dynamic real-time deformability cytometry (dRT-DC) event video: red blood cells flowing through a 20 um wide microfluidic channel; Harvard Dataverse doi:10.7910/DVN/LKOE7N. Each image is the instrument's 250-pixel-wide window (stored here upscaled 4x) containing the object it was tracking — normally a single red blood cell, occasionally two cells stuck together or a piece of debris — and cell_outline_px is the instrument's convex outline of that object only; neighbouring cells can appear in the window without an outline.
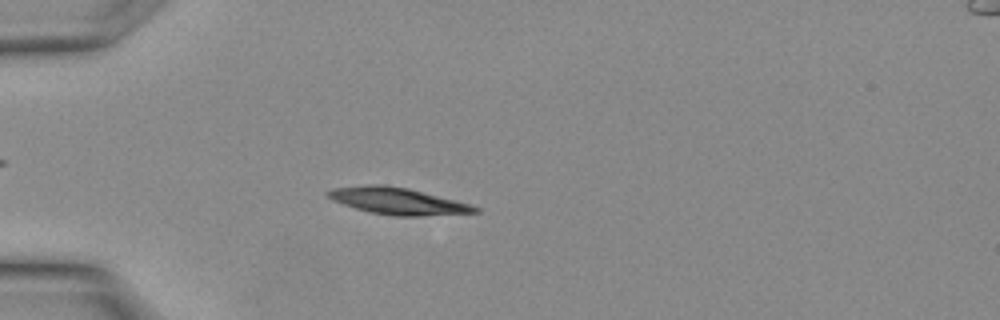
{"species": "Egyptian fruit bat (a non-hibernating species)", "species_latin": "Rousettus aegyptiacus", "temperature_condition": "warm", "stored_images_in_passage": 11, "camera_frame_rate_fps": 3000, "um_per_image_px": 0.085, "animal": {"sex": "female"}, "frame": {"image": 1, "passage_image": 8, "time_ms": 2.333, "image_size_px": [1000, 320], "cell_outline_px": [[480, 212], [420, 216], [396, 216], [372, 212], [356, 208], [332, 200], [324, 192], [332, 188], [368, 184], [384, 184], [408, 188], [456, 200], [480, 208]], "centroid_in_image_um": [33.79, 17.07], "position_along_channel_um": 51.2, "area_um2": 22.77}}
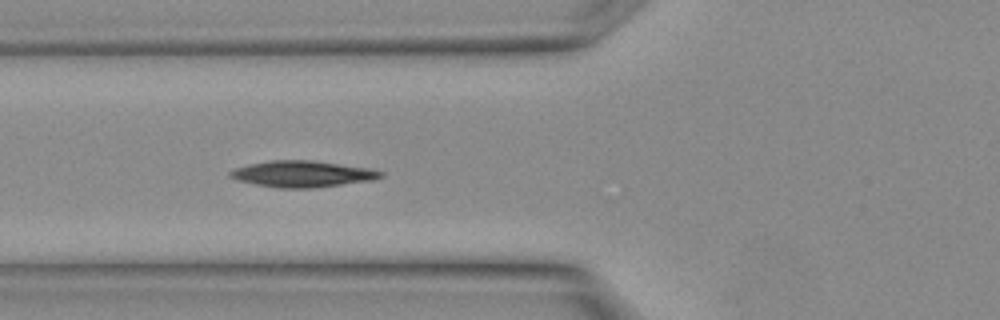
{"frame": {"image": 2, "passage_image": 11, "time_ms": 3.333, "image_size_px": [1000, 320], "cell_outline_px": [[384, 176], [376, 180], [312, 188], [280, 188], [256, 184], [236, 180], [228, 176], [228, 172], [236, 168], [248, 164], [272, 160], [312, 160], [368, 168], [384, 172]], "centroid_in_image_um": [25.72, 14.79], "position_along_channel_um": 100.1, "area_um2": 23.12}}